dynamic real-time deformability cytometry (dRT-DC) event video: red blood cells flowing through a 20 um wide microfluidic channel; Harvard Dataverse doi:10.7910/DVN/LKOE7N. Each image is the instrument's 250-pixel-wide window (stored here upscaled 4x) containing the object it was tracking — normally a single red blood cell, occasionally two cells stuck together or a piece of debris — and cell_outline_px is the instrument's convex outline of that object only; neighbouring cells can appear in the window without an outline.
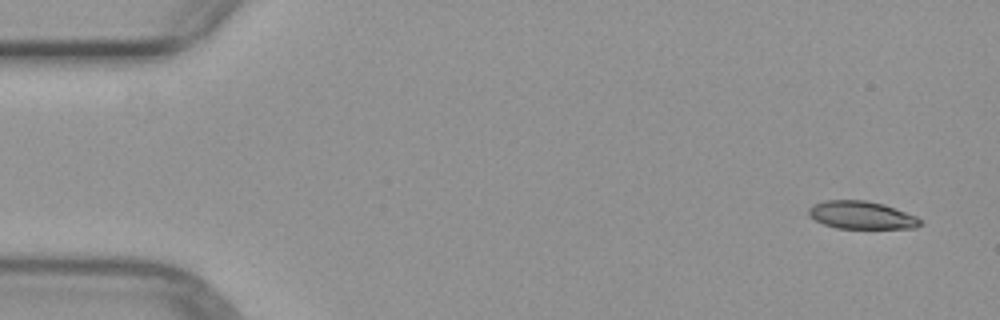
{"species": "common noctule bat (a hibernating species)", "species_latin": "Nyctalus noctula", "temperature_condition": "warm", "stored_images_in_passage": 4, "camera_frame_rate_fps": 3000, "um_per_image_px": 0.085, "animal": {"sex": "female", "body_mass_g": 29.2, "forearm_length_mm": 56.3}, "frame": {"image": 1, "passage_image": 1, "time_ms": 0.0, "image_size_px": [1000, 320], "cell_outline_px": [[924, 220], [916, 228], [836, 228], [824, 224], [808, 216], [808, 208], [812, 204], [824, 200], [864, 200], [884, 204], [916, 216]], "centroid_in_image_um": [73.21, 18.28], "position_along_channel_um": 11.8, "area_um2": 18.15}}
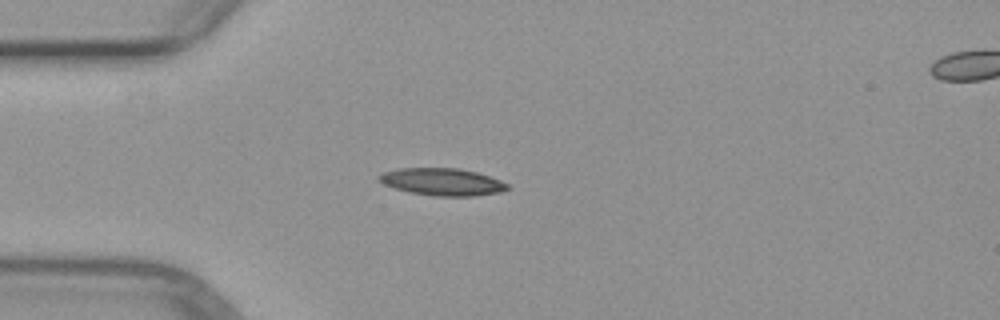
{"frame": {"image": 2, "passage_image": 3, "time_ms": 3.667, "image_size_px": [1000, 320], "cell_outline_px": [[512, 188], [500, 192], [476, 196], [432, 196], [408, 192], [384, 184], [376, 180], [376, 176], [380, 172], [400, 168], [460, 168], [476, 172], [500, 180], [508, 184]], "centroid_in_image_um": [37.56, 15.46], "position_along_channel_um": 47.4, "area_um2": 20.69}}